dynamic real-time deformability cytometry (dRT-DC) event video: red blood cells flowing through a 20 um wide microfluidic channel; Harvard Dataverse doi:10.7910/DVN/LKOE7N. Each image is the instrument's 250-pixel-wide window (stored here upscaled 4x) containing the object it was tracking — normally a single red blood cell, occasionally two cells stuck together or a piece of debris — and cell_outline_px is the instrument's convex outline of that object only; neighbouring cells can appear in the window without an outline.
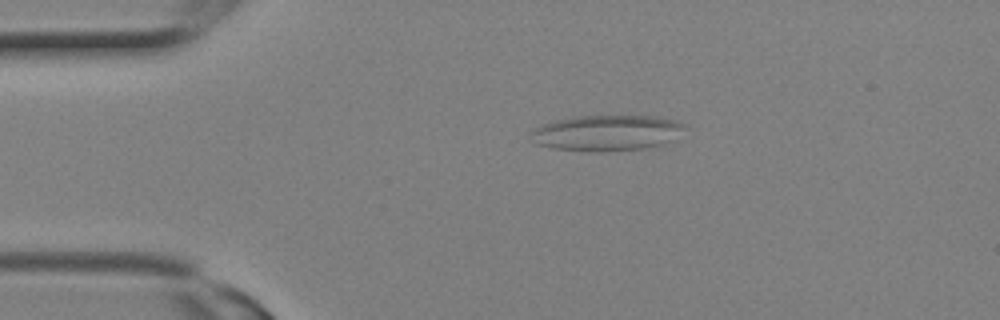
{"species": "Egyptian fruit bat (a non-hibernating species)", "species_latin": "Rousettus aegyptiacus", "temperature_condition": "room temperature", "stored_images_in_passage": 2, "camera_frame_rate_fps": 3000, "um_per_image_px": 0.085, "animal": {"sex": "female"}, "frame": {"image": 1, "passage_image": 2, "time_ms": 0.333, "image_size_px": [1000, 320], "cell_outline_px": [[684, 128], [672, 140], [664, 144], [644, 148], [608, 152], [588, 152], [552, 148], [536, 144], [528, 140], [528, 132], [532, 128], [556, 120], [572, 116], [652, 116], [672, 120], [684, 124]], "centroid_in_image_um": [51.45, 11.31], "position_along_channel_um": 33.5, "area_um2": 32.43}}